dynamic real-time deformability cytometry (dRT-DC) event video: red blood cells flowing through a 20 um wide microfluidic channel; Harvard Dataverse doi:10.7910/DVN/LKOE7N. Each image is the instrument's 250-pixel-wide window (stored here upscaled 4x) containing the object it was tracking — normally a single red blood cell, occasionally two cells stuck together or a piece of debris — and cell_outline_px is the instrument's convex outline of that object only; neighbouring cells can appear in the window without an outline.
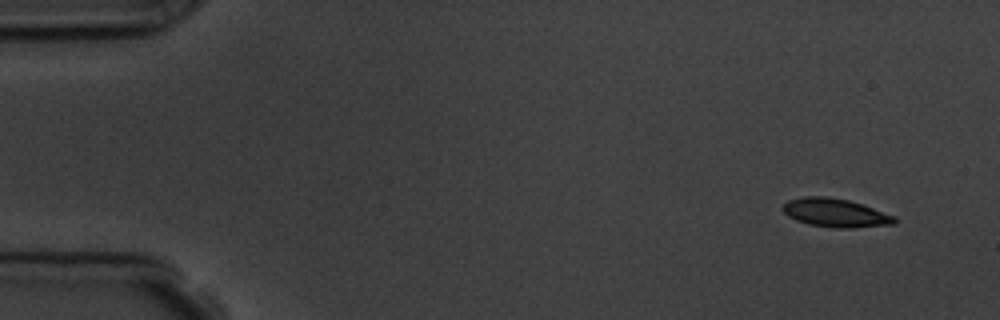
{"species": "common noctule bat (a hibernating species)", "species_latin": "Nyctalus noctula", "temperature_condition": "room temperature", "stored_images_in_passage": 10, "camera_frame_rate_fps": 3000, "um_per_image_px": 0.085, "animal": {"sex": "male", "body_mass_g": 19.5, "forearm_length_mm": 54.6}, "frame": {"image": 1, "passage_image": 1, "time_ms": 0.0, "image_size_px": [1000, 320], "cell_outline_px": [[896, 224], [856, 228], [832, 228], [808, 224], [796, 220], [788, 216], [780, 208], [788, 200], [804, 196], [824, 196], [848, 200], [896, 216]], "centroid_in_image_um": [71.0, 18.1], "position_along_channel_um": 14.0, "area_um2": 18.67}}
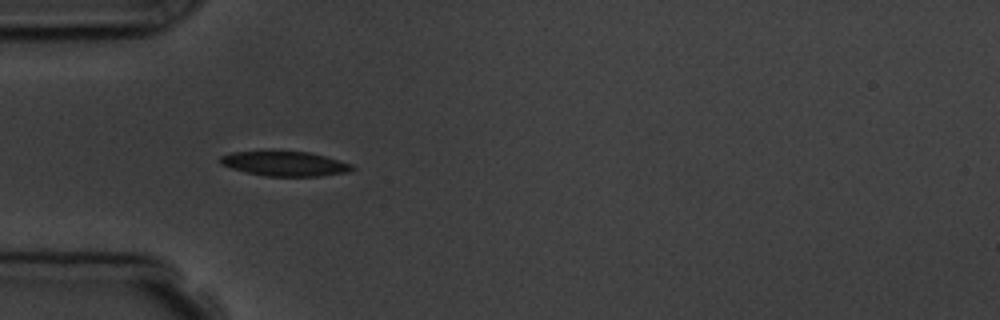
{"frame": {"image": 2, "passage_image": 5, "time_ms": 4.333, "image_size_px": [1000, 320], "cell_outline_px": [[356, 168], [348, 172], [320, 176], [268, 176], [248, 172], [232, 168], [220, 164], [220, 156], [232, 152], [268, 148], [272, 148], [308, 152], [324, 156], [352, 164]], "centroid_in_image_um": [24.16, 13.86], "position_along_channel_um": 60.8, "area_um2": 19.71}}
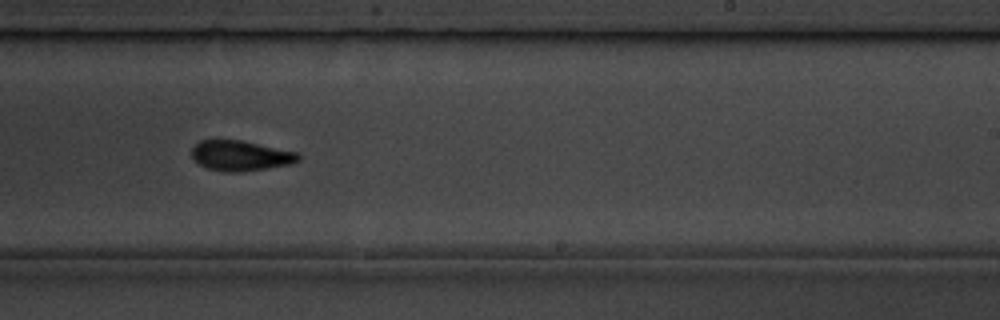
{"frame": {"image": 3, "passage_image": 10, "time_ms": 10.0, "image_size_px": [1000, 320], "cell_outline_px": [[300, 160], [292, 164], [240, 172], [224, 172], [208, 168], [200, 164], [192, 156], [192, 148], [200, 140], [240, 140], [296, 152], [300, 156]], "centroid_in_image_um": [20.45, 13.24], "position_along_channel_um": 268.5, "area_um2": 18.55}}